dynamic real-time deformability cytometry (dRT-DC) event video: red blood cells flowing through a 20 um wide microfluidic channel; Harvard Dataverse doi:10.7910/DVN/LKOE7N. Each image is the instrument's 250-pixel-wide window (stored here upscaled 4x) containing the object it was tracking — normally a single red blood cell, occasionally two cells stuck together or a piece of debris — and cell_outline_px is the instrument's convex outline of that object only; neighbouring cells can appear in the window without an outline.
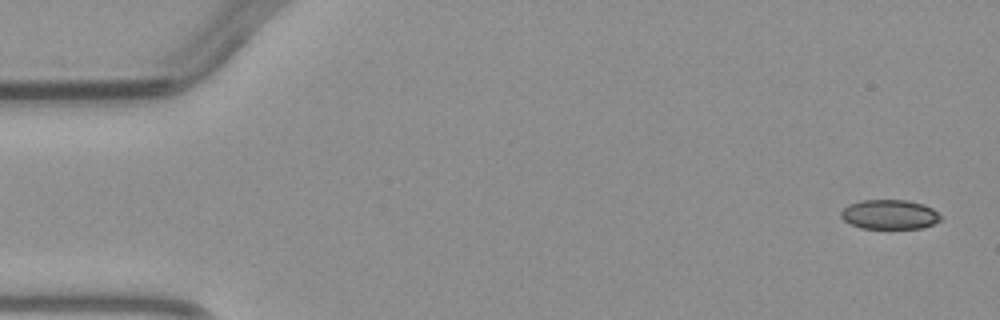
{"species": "common noctule bat (a hibernating species)", "species_latin": "Nyctalus noctula", "temperature_condition": "warm", "stored_images_in_passage": 5, "camera_frame_rate_fps": 3000, "um_per_image_px": 0.085, "animal": {"sex": "male", "body_mass_g": 23.1, "forearm_length_mm": 52.7}, "frame": {"image": 1, "passage_image": 1, "time_ms": 0.0, "image_size_px": [1000, 320], "cell_outline_px": [[944, 216], [940, 220], [932, 224], [920, 228], [860, 228], [844, 220], [840, 216], [840, 212], [848, 204], [860, 200], [908, 200], [924, 204], [932, 208]], "centroid_in_image_um": [75.62, 18.22], "position_along_channel_um": 9.4, "area_um2": 17.22}}